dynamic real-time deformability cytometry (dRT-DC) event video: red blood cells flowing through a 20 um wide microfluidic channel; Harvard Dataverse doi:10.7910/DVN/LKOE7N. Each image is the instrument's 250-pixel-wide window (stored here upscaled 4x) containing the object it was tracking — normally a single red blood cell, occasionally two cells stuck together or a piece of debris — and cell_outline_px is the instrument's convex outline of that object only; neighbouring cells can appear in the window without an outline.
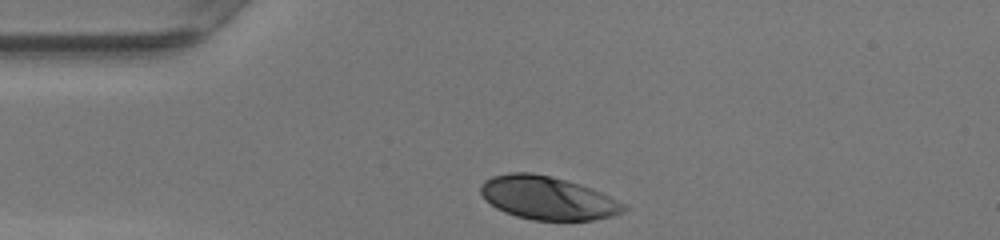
{"species": "human", "species_latin": "Homo sapiens", "temperature_condition": "warm", "stored_images_in_passage": 28, "camera_frame_rate_fps": 3000, "um_per_image_px": 0.085, "donor": {"sex": "female"}, "frame": {"image": 1, "passage_image": 1, "time_ms": 0.0, "image_size_px": [1000, 240], "cell_outline_px": [[628, 208], [612, 216], [592, 220], [532, 220], [516, 216], [504, 212], [496, 208], [484, 200], [480, 192], [480, 184], [484, 180], [492, 176], [512, 172], [532, 172], [552, 176], [580, 184], [592, 188], [624, 204]], "centroid_in_image_um": [46.49, 16.82], "position_along_channel_um": 38.5, "area_um2": 36.13}}
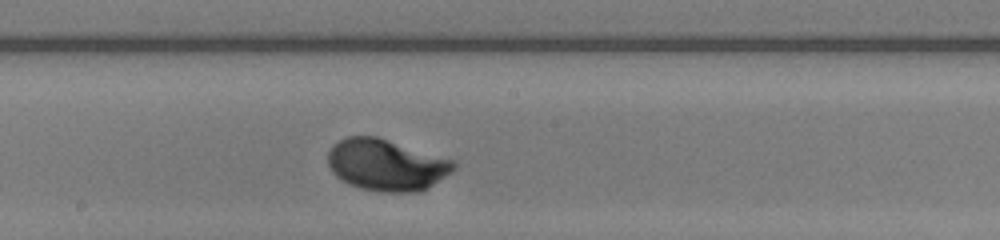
{"frame": {"image": 2, "passage_image": 16, "time_ms": 5.0, "image_size_px": [1000, 240], "cell_outline_px": [[456, 168], [428, 188], [420, 192], [376, 192], [360, 188], [348, 184], [336, 176], [332, 172], [328, 164], [328, 152], [340, 140], [348, 136], [376, 136], [452, 160], [456, 164]], "centroid_in_image_um": [32.82, 14.04], "position_along_channel_um": 215.4, "area_um2": 37.51}}
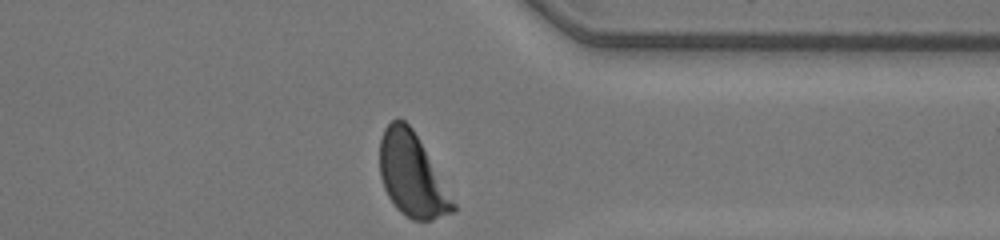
{"frame": {"image": 3, "passage_image": 28, "time_ms": 9.0, "image_size_px": [1000, 240], "cell_outline_px": [[456, 208], [452, 212], [432, 220], [412, 220], [400, 212], [396, 208], [388, 196], [384, 188], [380, 176], [380, 140], [384, 128], [392, 120], [404, 120], [412, 128], [456, 204]], "centroid_in_image_um": [34.99, 14.89], "position_along_channel_um": 376.4, "area_um2": 34.97}, "authors_computed_cell_mechanics": {"area_um2": 37.1365, "velocity_mm_per_s": 4.1697, "shape_relaxation_time_tau1_ms": 2.7132, "shape_relaxation_time_tau2_ms": null, "deformation_change_tau1": 0.1958, "deformation_change_tau2": null}}